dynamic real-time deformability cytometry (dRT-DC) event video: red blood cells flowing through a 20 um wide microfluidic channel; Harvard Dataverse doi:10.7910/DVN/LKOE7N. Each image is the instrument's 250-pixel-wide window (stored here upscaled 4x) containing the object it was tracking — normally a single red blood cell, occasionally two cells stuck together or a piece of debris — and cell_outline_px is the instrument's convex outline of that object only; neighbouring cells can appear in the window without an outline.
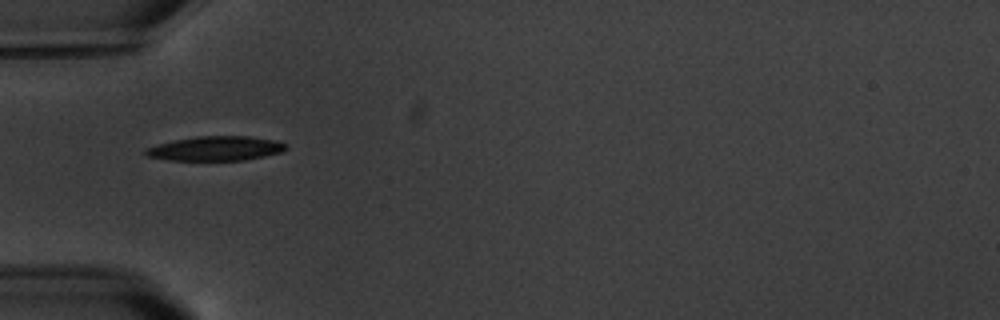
{"species": "common noctule bat (a hibernating species)", "species_latin": "Nyctalus noctula", "temperature_condition": "warm", "stored_images_in_passage": 2, "camera_frame_rate_fps": 3000, "um_per_image_px": 0.085, "animal": {"sex": "male", "body_mass_g": 20.1, "forearm_length_mm": 53.5}, "frame": {"image": 1, "passage_image": 2, "time_ms": 1.333, "image_size_px": [1000, 320], "cell_outline_px": [[288, 148], [284, 152], [244, 160], [168, 160], [148, 156], [144, 152], [144, 148], [176, 140], [196, 136], [248, 136], [276, 140], [284, 144]], "centroid_in_image_um": [18.37, 12.62], "position_along_channel_um": 66.6, "area_um2": 19.88}}